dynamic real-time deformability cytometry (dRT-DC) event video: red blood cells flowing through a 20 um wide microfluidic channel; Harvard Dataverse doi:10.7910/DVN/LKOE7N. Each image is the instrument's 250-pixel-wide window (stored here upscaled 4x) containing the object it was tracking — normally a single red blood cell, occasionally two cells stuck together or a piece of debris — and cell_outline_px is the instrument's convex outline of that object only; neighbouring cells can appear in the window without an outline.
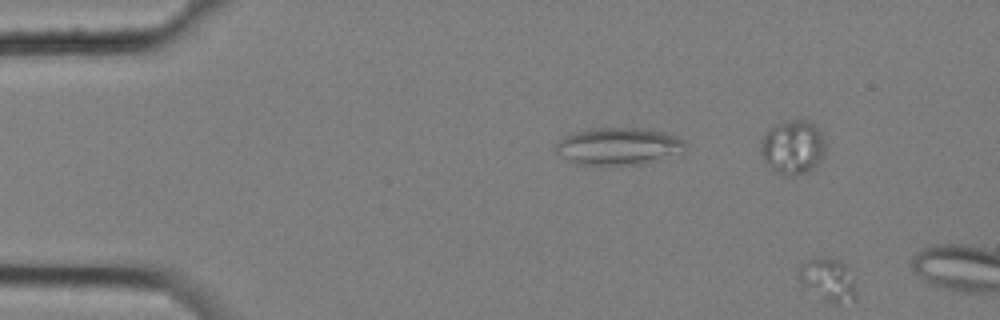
{"species": "common noctule bat (a hibernating species)", "species_latin": "Nyctalus noctula", "temperature_condition": "cold", "stored_images_in_passage": 2, "camera_frame_rate_fps": 3000, "um_per_image_px": 0.085, "animal": {"sex": "female", "body_mass_g": 25.1}, "frame": {"image": 1, "passage_image": 2, "time_ms": 0.333, "image_size_px": [1000, 320], "cell_outline_px": [[856, 300], [840, 304], [836, 304], [824, 300], [804, 284], [796, 276], [796, 268], [800, 264], [816, 256], [824, 256], [840, 260], [848, 264], [856, 276]], "centroid_in_image_um": [70.45, 23.72], "position_along_channel_um": 14.5, "area_um2": 15.14}}